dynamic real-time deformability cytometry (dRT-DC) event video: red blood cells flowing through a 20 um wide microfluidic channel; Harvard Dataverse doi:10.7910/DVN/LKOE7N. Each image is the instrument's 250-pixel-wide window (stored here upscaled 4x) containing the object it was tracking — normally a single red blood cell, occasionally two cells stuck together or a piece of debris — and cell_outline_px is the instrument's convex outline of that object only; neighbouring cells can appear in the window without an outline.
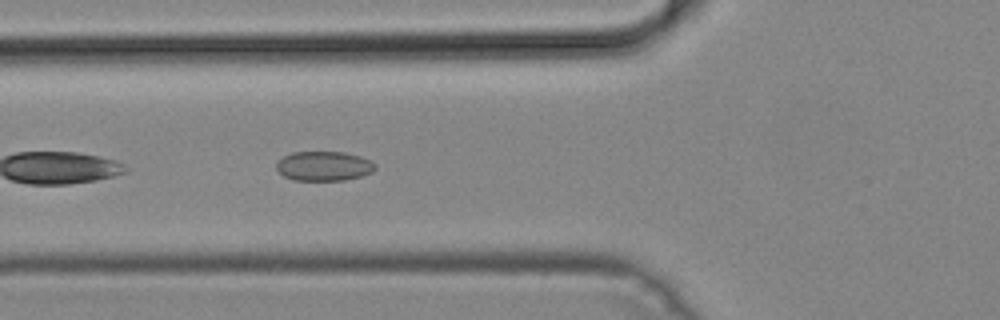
{"species": "common noctule bat (a hibernating species)", "species_latin": "Nyctalus noctula", "temperature_condition": "cold", "stored_images_in_passage": 25, "camera_frame_rate_fps": 3000, "um_per_image_px": 0.085, "animal": {"sex": "male", "body_mass_g": 19.2, "forearm_length_mm": 51.8}, "frame": {"image": 1, "passage_image": 4, "time_ms": 1.0, "image_size_px": [1000, 320], "cell_outline_px": [[376, 168], [372, 172], [360, 176], [344, 180], [292, 180], [284, 176], [276, 168], [276, 164], [284, 156], [292, 152], [344, 152], [360, 156], [376, 164]], "centroid_in_image_um": [27.53, 14.11], "position_along_channel_um": 98.3, "area_um2": 16.88}}
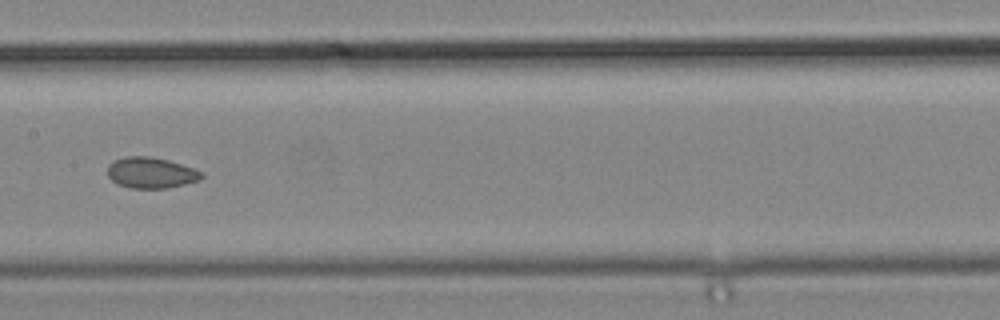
{"frame": {"image": 2, "passage_image": 11, "time_ms": 3.333, "image_size_px": [1000, 320], "cell_outline_px": [[204, 176], [200, 180], [168, 188], [132, 188], [116, 184], [108, 176], [108, 164], [112, 160], [124, 156], [152, 156], [168, 160], [204, 172]], "centroid_in_image_um": [12.82, 14.67], "position_along_channel_um": 194.6, "area_um2": 17.11}}
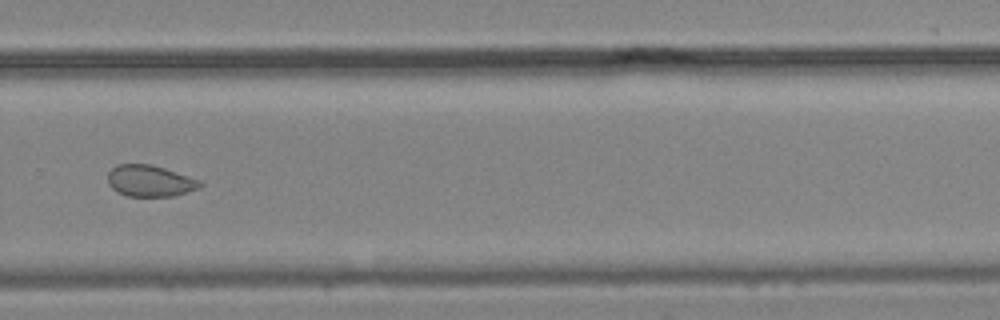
{"frame": {"image": 3, "passage_image": 20, "time_ms": 6.333, "image_size_px": [1000, 320], "cell_outline_px": [[204, 184], [200, 188], [172, 196], [128, 196], [116, 192], [108, 184], [108, 172], [116, 164], [152, 164], [200, 180]], "centroid_in_image_um": [12.73, 15.37], "position_along_channel_um": 317.1, "area_um2": 16.94}}